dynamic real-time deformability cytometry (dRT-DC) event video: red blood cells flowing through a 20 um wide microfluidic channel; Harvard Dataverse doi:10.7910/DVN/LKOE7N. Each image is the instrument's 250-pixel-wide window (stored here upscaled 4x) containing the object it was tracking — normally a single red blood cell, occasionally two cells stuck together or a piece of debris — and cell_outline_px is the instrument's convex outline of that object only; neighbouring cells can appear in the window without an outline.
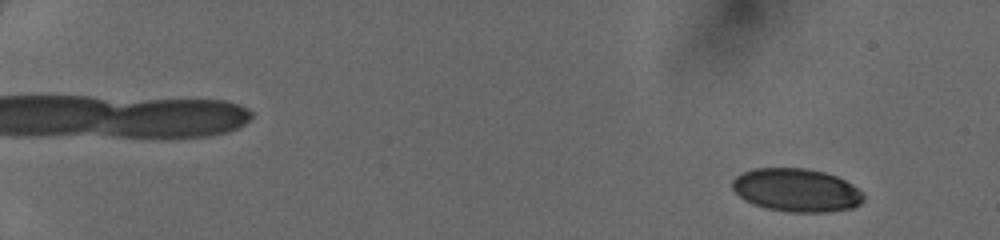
{"species": "human", "species_latin": "Homo sapiens", "temperature_condition": "cold", "stored_images_in_passage": 50, "camera_frame_rate_fps": 3000, "um_per_image_px": 0.085, "donor": {"sex": "female"}, "frame": {"image": 1, "passage_image": 5, "time_ms": 1.333, "image_size_px": [1000, 240], "cell_outline_px": [[864, 200], [860, 204], [852, 208], [828, 212], [788, 212], [768, 208], [744, 200], [732, 188], [732, 180], [736, 176], [752, 168], [804, 168], [824, 172], [836, 176], [852, 184], [864, 196]], "centroid_in_image_um": [67.7, 16.16], "position_along_channel_um": 17.3, "area_um2": 32.89}}
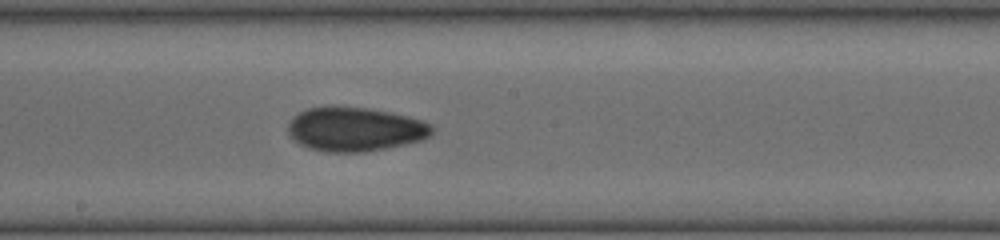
{"frame": {"image": 2, "passage_image": 31, "time_ms": 10.0, "image_size_px": [1000, 240], "cell_outline_px": [[436, 128], [432, 136], [420, 140], [404, 144], [364, 152], [328, 152], [308, 148], [300, 144], [288, 136], [288, 120], [292, 116], [308, 108], [368, 108], [408, 116], [432, 124]], "centroid_in_image_um": [30.18, 11.0], "position_along_channel_um": 218.0, "area_um2": 36.76}}
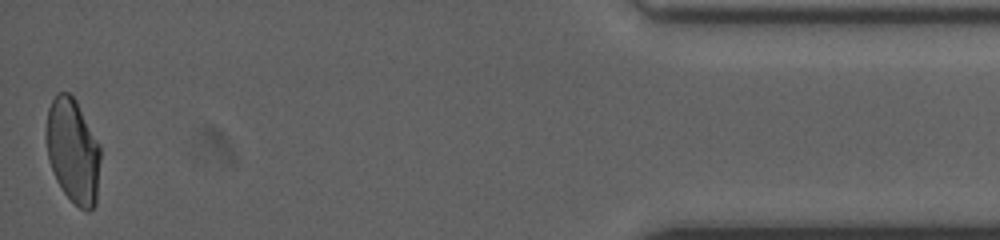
{"frame": {"image": 3, "passage_image": 50, "time_ms": 16.333, "image_size_px": [1000, 240], "cell_outline_px": [[100, 160], [96, 204], [88, 212], [80, 208], [64, 192], [56, 180], [48, 156], [48, 108], [56, 92], [68, 92], [76, 100], [100, 144]], "centroid_in_image_um": [6.24, 12.82], "position_along_channel_um": 429.0, "area_um2": 32.54}}